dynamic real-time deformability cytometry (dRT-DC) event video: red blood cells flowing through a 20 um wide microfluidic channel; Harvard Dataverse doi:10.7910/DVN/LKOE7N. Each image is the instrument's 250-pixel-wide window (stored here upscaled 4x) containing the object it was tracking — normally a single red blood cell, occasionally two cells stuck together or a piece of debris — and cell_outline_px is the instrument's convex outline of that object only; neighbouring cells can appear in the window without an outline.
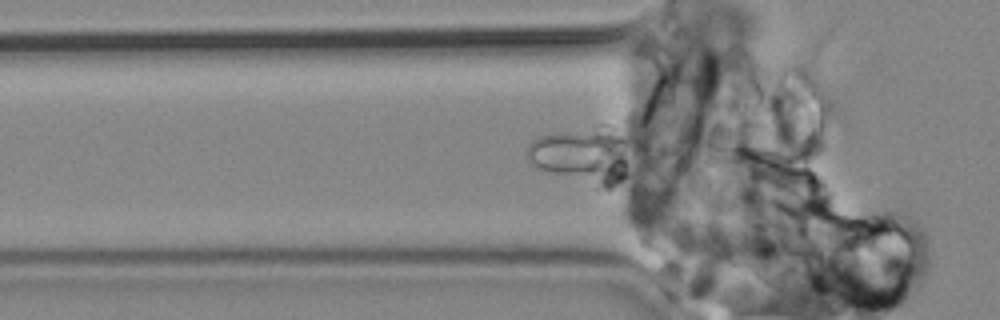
{"species": "common noctule bat (a hibernating species)", "species_latin": "Nyctalus noctula", "temperature_condition": "cold", "stored_images_in_passage": 65, "camera_frame_rate_fps": 3000, "um_per_image_px": 0.085, "animal": {"sex": "male", "body_mass_g": 19.2, "forearm_length_mm": 51.8}, "frame": {"image": 1, "passage_image": 21, "time_ms": 6.667, "image_size_px": [1000, 320], "cell_outline_px": [[624, 144], [616, 172], [596, 176], [592, 176], [548, 172], [536, 168], [528, 160], [528, 144], [532, 140], [540, 136], [556, 132], [564, 132], [612, 136], [620, 140]], "centroid_in_image_um": [48.94, 13.06], "position_along_channel_um": 76.9, "area_um2": 25.14}}
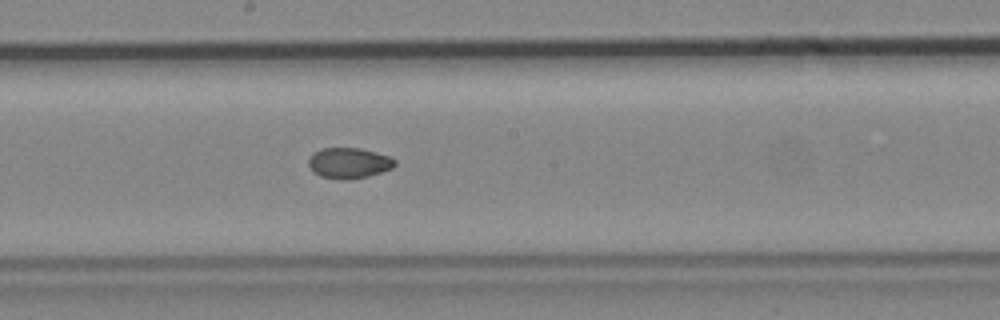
{"frame": {"image": 2, "passage_image": 35, "time_ms": 11.333, "image_size_px": [1000, 320], "cell_outline_px": [[396, 164], [392, 168], [368, 176], [348, 180], [336, 180], [320, 176], [312, 172], [308, 164], [308, 160], [320, 148], [360, 148], [376, 152], [388, 156], [396, 160]], "centroid_in_image_um": [29.64, 13.87], "position_along_channel_um": 218.6, "area_um2": 15.49}}
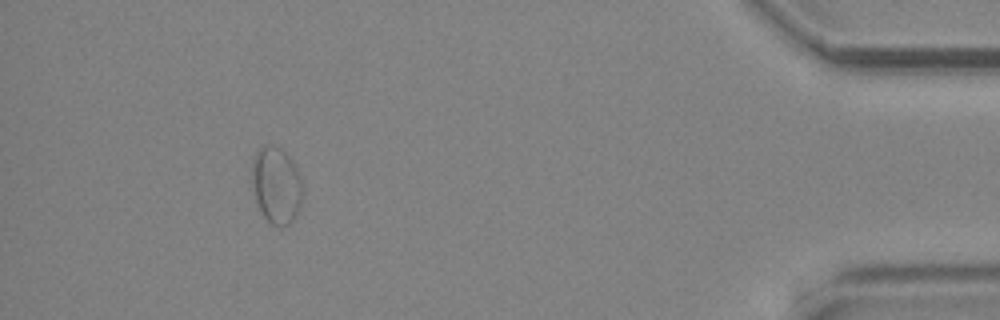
{"frame": {"image": 3, "passage_image": 60, "time_ms": 19.667, "image_size_px": [1000, 320], "cell_outline_px": [[304, 184], [300, 208], [296, 216], [288, 224], [272, 224], [264, 216], [256, 200], [252, 180], [252, 160], [256, 152], [264, 144], [280, 148], [292, 160]], "centroid_in_image_um": [23.51, 15.71], "position_along_channel_um": 411.7, "area_um2": 22.43}}